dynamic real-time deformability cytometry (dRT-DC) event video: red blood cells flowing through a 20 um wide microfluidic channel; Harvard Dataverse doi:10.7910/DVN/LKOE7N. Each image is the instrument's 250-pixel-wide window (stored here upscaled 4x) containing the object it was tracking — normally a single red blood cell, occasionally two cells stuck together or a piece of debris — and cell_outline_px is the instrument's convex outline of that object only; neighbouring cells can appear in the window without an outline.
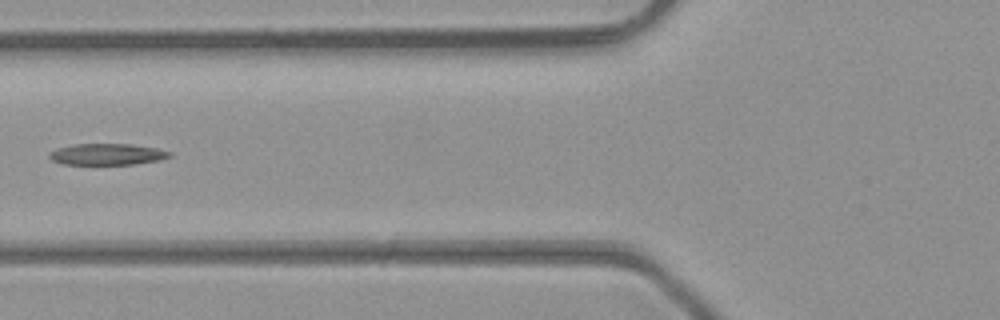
{"species": "common noctule bat (a hibernating species)", "species_latin": "Nyctalus noctula", "temperature_condition": "room temperature", "stored_images_in_passage": 6, "camera_frame_rate_fps": 3000, "um_per_image_px": 0.085, "animal": {"sex": "male", "body_mass_g": 23.1, "forearm_length_mm": 52.7}, "frame": {"image": 1, "passage_image": 5, "time_ms": 1.333, "image_size_px": [1000, 320], "cell_outline_px": [[172, 156], [156, 160], [132, 164], [64, 164], [52, 160], [48, 156], [48, 152], [56, 148], [72, 144], [132, 144], [156, 148], [172, 152]], "centroid_in_image_um": [9.06, 13.1], "position_along_channel_um": 116.7, "area_um2": 14.91}}
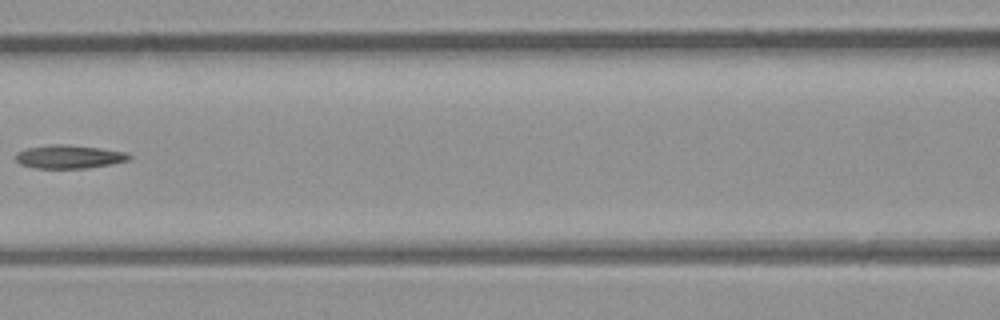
{"frame": {"image": 2, "passage_image": 6, "time_ms": 1.667, "image_size_px": [1000, 320], "cell_outline_px": [[132, 156], [128, 160], [112, 164], [88, 168], [36, 168], [20, 164], [16, 160], [16, 152], [28, 148], [48, 144], [68, 144], [100, 148], [128, 152]], "centroid_in_image_um": [5.89, 13.31], "position_along_channel_um": 160.7, "area_um2": 15.61}}